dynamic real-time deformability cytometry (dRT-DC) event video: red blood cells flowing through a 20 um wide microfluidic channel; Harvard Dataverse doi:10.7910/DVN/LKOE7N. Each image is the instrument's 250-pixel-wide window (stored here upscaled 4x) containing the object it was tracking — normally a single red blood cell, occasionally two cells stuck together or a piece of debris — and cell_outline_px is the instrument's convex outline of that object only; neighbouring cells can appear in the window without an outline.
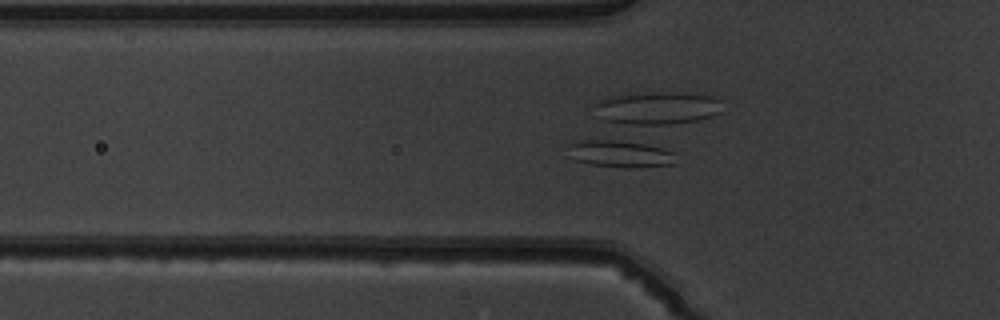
{"species": "common noctule bat (a hibernating species)", "species_latin": "Nyctalus noctula", "temperature_condition": "warm", "stored_images_in_passage": 46, "camera_frame_rate_fps": 3000, "um_per_image_px": 0.085, "animal": {"sex": "male", "body_mass_g": 19.5, "forearm_length_mm": 54.6}, "frame": {"image": 1, "passage_image": 12, "time_ms": 3.667, "image_size_px": [1000, 320], "cell_outline_px": [[676, 164], [628, 168], [624, 168], [592, 164], [576, 160], [568, 156], [568, 144], [576, 140], [604, 136], [608, 136], [636, 140], [672, 152]], "centroid_in_image_um": [52.6, 12.99], "position_along_channel_um": 73.2, "area_um2": 18.15}}
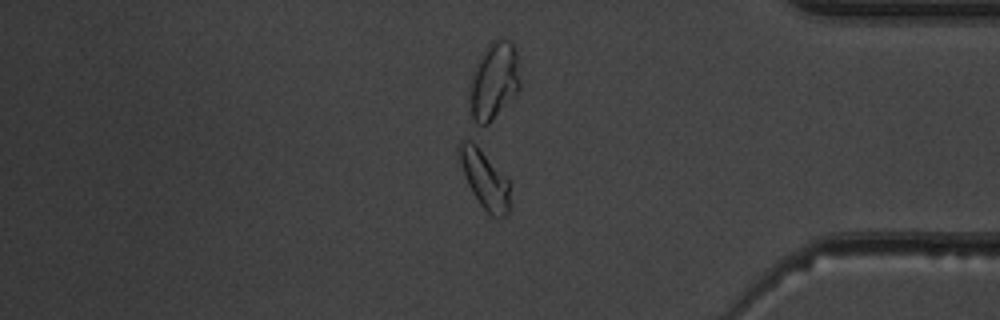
{"frame": {"image": 2, "passage_image": 38, "time_ms": 12.333, "image_size_px": [1000, 320], "cell_outline_px": [[512, 184], [508, 216], [492, 216], [480, 204], [472, 192], [464, 176], [460, 164], [456, 148], [460, 140], [472, 140], [476, 144]], "centroid_in_image_um": [41.19, 15.22], "position_along_channel_um": 394.0, "area_um2": 17.4}}